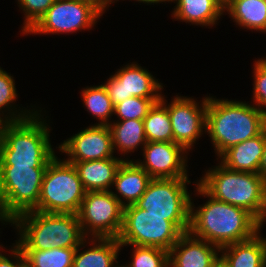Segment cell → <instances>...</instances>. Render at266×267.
<instances>
[{
    "instance_id": "36",
    "label": "cell",
    "mask_w": 266,
    "mask_h": 267,
    "mask_svg": "<svg viewBox=\"0 0 266 267\" xmlns=\"http://www.w3.org/2000/svg\"><path fill=\"white\" fill-rule=\"evenodd\" d=\"M259 175L262 176L266 180V129H265L264 151H263L261 163L259 166Z\"/></svg>"
},
{
    "instance_id": "9",
    "label": "cell",
    "mask_w": 266,
    "mask_h": 267,
    "mask_svg": "<svg viewBox=\"0 0 266 267\" xmlns=\"http://www.w3.org/2000/svg\"><path fill=\"white\" fill-rule=\"evenodd\" d=\"M183 234L165 216L148 213L132 204L124 207L117 239L121 245L153 246L169 252Z\"/></svg>"
},
{
    "instance_id": "25",
    "label": "cell",
    "mask_w": 266,
    "mask_h": 267,
    "mask_svg": "<svg viewBox=\"0 0 266 267\" xmlns=\"http://www.w3.org/2000/svg\"><path fill=\"white\" fill-rule=\"evenodd\" d=\"M17 92L13 75L4 69L0 71V114L8 118L11 122H17L31 117L40 107H36V104L30 105V109L19 106L20 104L15 103L19 96Z\"/></svg>"
},
{
    "instance_id": "3",
    "label": "cell",
    "mask_w": 266,
    "mask_h": 267,
    "mask_svg": "<svg viewBox=\"0 0 266 267\" xmlns=\"http://www.w3.org/2000/svg\"><path fill=\"white\" fill-rule=\"evenodd\" d=\"M43 109L40 107L31 117L6 127L0 146V166L47 168L57 152L51 145L50 119Z\"/></svg>"
},
{
    "instance_id": "42",
    "label": "cell",
    "mask_w": 266,
    "mask_h": 267,
    "mask_svg": "<svg viewBox=\"0 0 266 267\" xmlns=\"http://www.w3.org/2000/svg\"><path fill=\"white\" fill-rule=\"evenodd\" d=\"M0 230H1V228H0ZM1 233V232H0ZM1 237V236H0ZM1 243V242H0ZM2 247H4V245L3 244H0V249L2 248Z\"/></svg>"
},
{
    "instance_id": "13",
    "label": "cell",
    "mask_w": 266,
    "mask_h": 267,
    "mask_svg": "<svg viewBox=\"0 0 266 267\" xmlns=\"http://www.w3.org/2000/svg\"><path fill=\"white\" fill-rule=\"evenodd\" d=\"M136 61L127 63L115 70L113 75L102 83L115 106L131 97L161 98L163 83Z\"/></svg>"
},
{
    "instance_id": "37",
    "label": "cell",
    "mask_w": 266,
    "mask_h": 267,
    "mask_svg": "<svg viewBox=\"0 0 266 267\" xmlns=\"http://www.w3.org/2000/svg\"><path fill=\"white\" fill-rule=\"evenodd\" d=\"M122 1H124V0H122ZM130 1H132V0H130ZM134 2H138V3H144L145 5H158V4H164L165 3V5H166V3L168 2V3H172V1L173 0H133ZM164 2V3H163Z\"/></svg>"
},
{
    "instance_id": "21",
    "label": "cell",
    "mask_w": 266,
    "mask_h": 267,
    "mask_svg": "<svg viewBox=\"0 0 266 267\" xmlns=\"http://www.w3.org/2000/svg\"><path fill=\"white\" fill-rule=\"evenodd\" d=\"M264 143L265 130L254 138L230 147L216 160L231 170L259 174Z\"/></svg>"
},
{
    "instance_id": "33",
    "label": "cell",
    "mask_w": 266,
    "mask_h": 267,
    "mask_svg": "<svg viewBox=\"0 0 266 267\" xmlns=\"http://www.w3.org/2000/svg\"><path fill=\"white\" fill-rule=\"evenodd\" d=\"M7 248L8 247L4 245V247L0 249V267H19L24 261L22 249L15 242L9 246V249ZM6 252H9V254L7 255Z\"/></svg>"
},
{
    "instance_id": "8",
    "label": "cell",
    "mask_w": 266,
    "mask_h": 267,
    "mask_svg": "<svg viewBox=\"0 0 266 267\" xmlns=\"http://www.w3.org/2000/svg\"><path fill=\"white\" fill-rule=\"evenodd\" d=\"M191 183L190 178L151 179L146 191L134 205L148 213L165 216L166 220L187 233L192 196L187 186Z\"/></svg>"
},
{
    "instance_id": "34",
    "label": "cell",
    "mask_w": 266,
    "mask_h": 267,
    "mask_svg": "<svg viewBox=\"0 0 266 267\" xmlns=\"http://www.w3.org/2000/svg\"><path fill=\"white\" fill-rule=\"evenodd\" d=\"M81 2L90 4L94 9H96L102 16L106 13L111 4L119 2V0H79Z\"/></svg>"
},
{
    "instance_id": "32",
    "label": "cell",
    "mask_w": 266,
    "mask_h": 267,
    "mask_svg": "<svg viewBox=\"0 0 266 267\" xmlns=\"http://www.w3.org/2000/svg\"><path fill=\"white\" fill-rule=\"evenodd\" d=\"M253 64L251 103L266 113V68L257 59Z\"/></svg>"
},
{
    "instance_id": "22",
    "label": "cell",
    "mask_w": 266,
    "mask_h": 267,
    "mask_svg": "<svg viewBox=\"0 0 266 267\" xmlns=\"http://www.w3.org/2000/svg\"><path fill=\"white\" fill-rule=\"evenodd\" d=\"M124 159L105 158L72 163L86 192L111 191L116 173Z\"/></svg>"
},
{
    "instance_id": "10",
    "label": "cell",
    "mask_w": 266,
    "mask_h": 267,
    "mask_svg": "<svg viewBox=\"0 0 266 267\" xmlns=\"http://www.w3.org/2000/svg\"><path fill=\"white\" fill-rule=\"evenodd\" d=\"M124 206L111 191L86 192L77 216L86 238H116L123 223Z\"/></svg>"
},
{
    "instance_id": "26",
    "label": "cell",
    "mask_w": 266,
    "mask_h": 267,
    "mask_svg": "<svg viewBox=\"0 0 266 267\" xmlns=\"http://www.w3.org/2000/svg\"><path fill=\"white\" fill-rule=\"evenodd\" d=\"M167 97L162 94L143 119L147 142H174Z\"/></svg>"
},
{
    "instance_id": "24",
    "label": "cell",
    "mask_w": 266,
    "mask_h": 267,
    "mask_svg": "<svg viewBox=\"0 0 266 267\" xmlns=\"http://www.w3.org/2000/svg\"><path fill=\"white\" fill-rule=\"evenodd\" d=\"M224 13L236 27L266 34V0H230Z\"/></svg>"
},
{
    "instance_id": "29",
    "label": "cell",
    "mask_w": 266,
    "mask_h": 267,
    "mask_svg": "<svg viewBox=\"0 0 266 267\" xmlns=\"http://www.w3.org/2000/svg\"><path fill=\"white\" fill-rule=\"evenodd\" d=\"M131 247V260L126 262L127 267H169V252L153 246L121 245ZM123 248V249H122Z\"/></svg>"
},
{
    "instance_id": "15",
    "label": "cell",
    "mask_w": 266,
    "mask_h": 267,
    "mask_svg": "<svg viewBox=\"0 0 266 267\" xmlns=\"http://www.w3.org/2000/svg\"><path fill=\"white\" fill-rule=\"evenodd\" d=\"M143 151V152H142ZM136 161L152 179L189 178V153L175 142H147Z\"/></svg>"
},
{
    "instance_id": "19",
    "label": "cell",
    "mask_w": 266,
    "mask_h": 267,
    "mask_svg": "<svg viewBox=\"0 0 266 267\" xmlns=\"http://www.w3.org/2000/svg\"><path fill=\"white\" fill-rule=\"evenodd\" d=\"M119 254L121 244L116 238H86L76 249L72 267H113Z\"/></svg>"
},
{
    "instance_id": "27",
    "label": "cell",
    "mask_w": 266,
    "mask_h": 267,
    "mask_svg": "<svg viewBox=\"0 0 266 267\" xmlns=\"http://www.w3.org/2000/svg\"><path fill=\"white\" fill-rule=\"evenodd\" d=\"M80 94L86 111L98 121L95 125H109L112 122L114 105L103 84L86 86Z\"/></svg>"
},
{
    "instance_id": "1",
    "label": "cell",
    "mask_w": 266,
    "mask_h": 267,
    "mask_svg": "<svg viewBox=\"0 0 266 267\" xmlns=\"http://www.w3.org/2000/svg\"><path fill=\"white\" fill-rule=\"evenodd\" d=\"M196 181V182H195ZM194 197L207 198L195 206L191 196L189 233L219 248L252 238L264 226L246 209L210 196L195 179ZM196 195V196H195Z\"/></svg>"
},
{
    "instance_id": "23",
    "label": "cell",
    "mask_w": 266,
    "mask_h": 267,
    "mask_svg": "<svg viewBox=\"0 0 266 267\" xmlns=\"http://www.w3.org/2000/svg\"><path fill=\"white\" fill-rule=\"evenodd\" d=\"M108 126L112 136L114 152L120 154L124 161L135 160L130 159L129 154L137 152L139 149L143 150L147 143L143 120L116 121L112 119Z\"/></svg>"
},
{
    "instance_id": "30",
    "label": "cell",
    "mask_w": 266,
    "mask_h": 267,
    "mask_svg": "<svg viewBox=\"0 0 266 267\" xmlns=\"http://www.w3.org/2000/svg\"><path fill=\"white\" fill-rule=\"evenodd\" d=\"M160 100L161 98H141L135 96L125 99L114 106V116H117L115 119L143 120L147 116L153 105Z\"/></svg>"
},
{
    "instance_id": "28",
    "label": "cell",
    "mask_w": 266,
    "mask_h": 267,
    "mask_svg": "<svg viewBox=\"0 0 266 267\" xmlns=\"http://www.w3.org/2000/svg\"><path fill=\"white\" fill-rule=\"evenodd\" d=\"M77 248L22 249L31 267H72Z\"/></svg>"
},
{
    "instance_id": "18",
    "label": "cell",
    "mask_w": 266,
    "mask_h": 267,
    "mask_svg": "<svg viewBox=\"0 0 266 267\" xmlns=\"http://www.w3.org/2000/svg\"><path fill=\"white\" fill-rule=\"evenodd\" d=\"M152 178L134 160H125L120 165L112 186L113 195L125 207L135 204L146 191Z\"/></svg>"
},
{
    "instance_id": "17",
    "label": "cell",
    "mask_w": 266,
    "mask_h": 267,
    "mask_svg": "<svg viewBox=\"0 0 266 267\" xmlns=\"http://www.w3.org/2000/svg\"><path fill=\"white\" fill-rule=\"evenodd\" d=\"M252 238L220 248L223 267H266V237L261 231Z\"/></svg>"
},
{
    "instance_id": "11",
    "label": "cell",
    "mask_w": 266,
    "mask_h": 267,
    "mask_svg": "<svg viewBox=\"0 0 266 267\" xmlns=\"http://www.w3.org/2000/svg\"><path fill=\"white\" fill-rule=\"evenodd\" d=\"M101 17L90 4L79 0H56L25 35L77 34L92 30Z\"/></svg>"
},
{
    "instance_id": "4",
    "label": "cell",
    "mask_w": 266,
    "mask_h": 267,
    "mask_svg": "<svg viewBox=\"0 0 266 267\" xmlns=\"http://www.w3.org/2000/svg\"><path fill=\"white\" fill-rule=\"evenodd\" d=\"M14 226L21 249L77 248L85 239L77 214L27 211L15 217Z\"/></svg>"
},
{
    "instance_id": "14",
    "label": "cell",
    "mask_w": 266,
    "mask_h": 267,
    "mask_svg": "<svg viewBox=\"0 0 266 267\" xmlns=\"http://www.w3.org/2000/svg\"><path fill=\"white\" fill-rule=\"evenodd\" d=\"M60 144V145H59ZM56 149L65 153L67 162H83L105 158H121L116 156L108 125L91 124L83 130L73 133L68 139L60 142ZM115 155V156H114Z\"/></svg>"
},
{
    "instance_id": "2",
    "label": "cell",
    "mask_w": 266,
    "mask_h": 267,
    "mask_svg": "<svg viewBox=\"0 0 266 267\" xmlns=\"http://www.w3.org/2000/svg\"><path fill=\"white\" fill-rule=\"evenodd\" d=\"M266 113L249 101L207 95L206 134L218 158L230 147L261 134Z\"/></svg>"
},
{
    "instance_id": "40",
    "label": "cell",
    "mask_w": 266,
    "mask_h": 267,
    "mask_svg": "<svg viewBox=\"0 0 266 267\" xmlns=\"http://www.w3.org/2000/svg\"><path fill=\"white\" fill-rule=\"evenodd\" d=\"M19 267H31L25 260L19 265Z\"/></svg>"
},
{
    "instance_id": "31",
    "label": "cell",
    "mask_w": 266,
    "mask_h": 267,
    "mask_svg": "<svg viewBox=\"0 0 266 267\" xmlns=\"http://www.w3.org/2000/svg\"><path fill=\"white\" fill-rule=\"evenodd\" d=\"M56 0H16L20 11L24 13L20 36L25 35L47 12Z\"/></svg>"
},
{
    "instance_id": "43",
    "label": "cell",
    "mask_w": 266,
    "mask_h": 267,
    "mask_svg": "<svg viewBox=\"0 0 266 267\" xmlns=\"http://www.w3.org/2000/svg\"><path fill=\"white\" fill-rule=\"evenodd\" d=\"M216 267H223L220 263Z\"/></svg>"
},
{
    "instance_id": "12",
    "label": "cell",
    "mask_w": 266,
    "mask_h": 267,
    "mask_svg": "<svg viewBox=\"0 0 266 267\" xmlns=\"http://www.w3.org/2000/svg\"><path fill=\"white\" fill-rule=\"evenodd\" d=\"M168 103L174 142L188 153L196 148L199 138L206 134L207 95L198 100L177 94ZM195 145V146H194Z\"/></svg>"
},
{
    "instance_id": "5",
    "label": "cell",
    "mask_w": 266,
    "mask_h": 267,
    "mask_svg": "<svg viewBox=\"0 0 266 267\" xmlns=\"http://www.w3.org/2000/svg\"><path fill=\"white\" fill-rule=\"evenodd\" d=\"M204 172L197 183L210 196L244 208L263 226L266 224V180L262 176L231 170L220 162Z\"/></svg>"
},
{
    "instance_id": "39",
    "label": "cell",
    "mask_w": 266,
    "mask_h": 267,
    "mask_svg": "<svg viewBox=\"0 0 266 267\" xmlns=\"http://www.w3.org/2000/svg\"><path fill=\"white\" fill-rule=\"evenodd\" d=\"M220 2L224 7L230 2V0H217Z\"/></svg>"
},
{
    "instance_id": "20",
    "label": "cell",
    "mask_w": 266,
    "mask_h": 267,
    "mask_svg": "<svg viewBox=\"0 0 266 267\" xmlns=\"http://www.w3.org/2000/svg\"><path fill=\"white\" fill-rule=\"evenodd\" d=\"M171 17L174 21L212 28L224 14V6L217 0H173Z\"/></svg>"
},
{
    "instance_id": "41",
    "label": "cell",
    "mask_w": 266,
    "mask_h": 267,
    "mask_svg": "<svg viewBox=\"0 0 266 267\" xmlns=\"http://www.w3.org/2000/svg\"><path fill=\"white\" fill-rule=\"evenodd\" d=\"M119 260H118V262L113 266V267H127V265L126 264H124V265H119Z\"/></svg>"
},
{
    "instance_id": "38",
    "label": "cell",
    "mask_w": 266,
    "mask_h": 267,
    "mask_svg": "<svg viewBox=\"0 0 266 267\" xmlns=\"http://www.w3.org/2000/svg\"><path fill=\"white\" fill-rule=\"evenodd\" d=\"M266 68V57H261L257 59Z\"/></svg>"
},
{
    "instance_id": "35",
    "label": "cell",
    "mask_w": 266,
    "mask_h": 267,
    "mask_svg": "<svg viewBox=\"0 0 266 267\" xmlns=\"http://www.w3.org/2000/svg\"><path fill=\"white\" fill-rule=\"evenodd\" d=\"M10 123L11 121L8 118L0 114V146L4 142L5 129Z\"/></svg>"
},
{
    "instance_id": "16",
    "label": "cell",
    "mask_w": 266,
    "mask_h": 267,
    "mask_svg": "<svg viewBox=\"0 0 266 267\" xmlns=\"http://www.w3.org/2000/svg\"><path fill=\"white\" fill-rule=\"evenodd\" d=\"M220 248L206 240L184 233L169 251V267H216Z\"/></svg>"
},
{
    "instance_id": "7",
    "label": "cell",
    "mask_w": 266,
    "mask_h": 267,
    "mask_svg": "<svg viewBox=\"0 0 266 267\" xmlns=\"http://www.w3.org/2000/svg\"><path fill=\"white\" fill-rule=\"evenodd\" d=\"M46 168L0 166V223L10 222L39 202Z\"/></svg>"
},
{
    "instance_id": "6",
    "label": "cell",
    "mask_w": 266,
    "mask_h": 267,
    "mask_svg": "<svg viewBox=\"0 0 266 267\" xmlns=\"http://www.w3.org/2000/svg\"><path fill=\"white\" fill-rule=\"evenodd\" d=\"M55 156L48 164L34 211L77 214L86 190L72 163Z\"/></svg>"
}]
</instances>
